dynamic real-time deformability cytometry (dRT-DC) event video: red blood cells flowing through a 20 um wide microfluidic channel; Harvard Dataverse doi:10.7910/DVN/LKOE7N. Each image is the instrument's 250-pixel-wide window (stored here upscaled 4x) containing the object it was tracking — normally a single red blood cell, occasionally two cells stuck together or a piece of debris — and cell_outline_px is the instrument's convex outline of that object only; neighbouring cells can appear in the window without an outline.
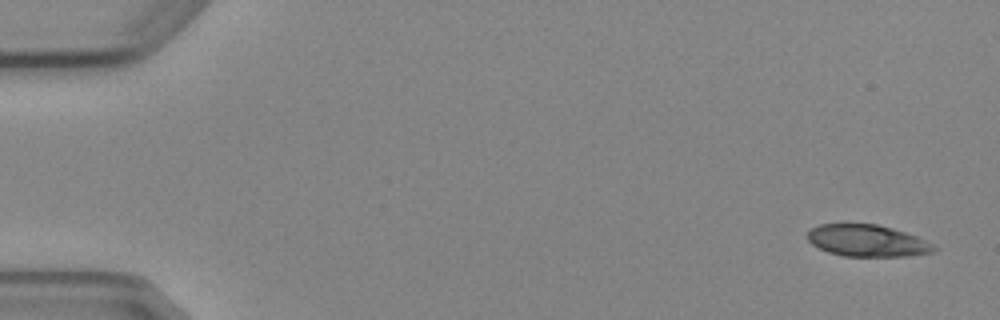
{"species": "Egyptian fruit bat (a non-hibernating species)", "species_latin": "Rousettus aegyptiacus", "temperature_condition": "cold", "stored_images_in_passage": 4, "camera_frame_rate_fps": 3000, "um_per_image_px": 0.085, "animal": {"sex": "female"}, "frame": {"image": 1, "passage_image": 1, "time_ms": 0.0, "image_size_px": [1000, 320], "cell_outline_px": [[936, 248], [932, 252], [908, 256], [844, 256], [828, 252], [812, 244], [804, 236], [812, 228], [820, 224], [876, 224], [892, 228], [916, 236], [932, 244]], "centroid_in_image_um": [73.67, 20.46], "position_along_channel_um": 11.3, "area_um2": 23.24}}
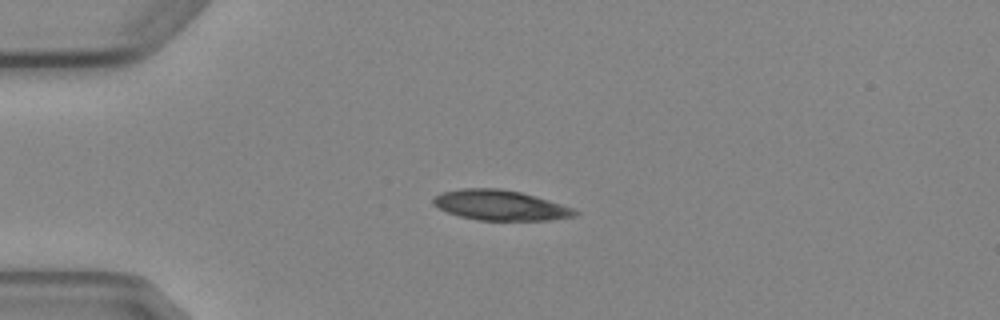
{"frame": {"image": 2, "passage_image": 4, "time_ms": 3.667, "image_size_px": [1000, 320], "cell_outline_px": [[580, 212], [576, 216], [548, 220], [476, 220], [460, 216], [448, 212], [432, 204], [432, 200], [436, 196], [444, 192], [460, 188], [500, 188], [520, 192], [548, 200], [572, 208]], "centroid_in_image_um": [42.52, 17.44], "position_along_channel_um": 42.5, "area_um2": 24.68}}